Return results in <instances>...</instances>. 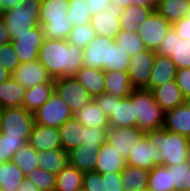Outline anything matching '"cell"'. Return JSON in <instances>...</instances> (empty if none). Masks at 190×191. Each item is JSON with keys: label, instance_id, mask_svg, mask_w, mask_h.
<instances>
[{"label": "cell", "instance_id": "6da1fadb", "mask_svg": "<svg viewBox=\"0 0 190 191\" xmlns=\"http://www.w3.org/2000/svg\"><path fill=\"white\" fill-rule=\"evenodd\" d=\"M83 49L64 39L45 38L38 52V61L52 79L71 77L83 66Z\"/></svg>", "mask_w": 190, "mask_h": 191}, {"label": "cell", "instance_id": "7a4b0ae2", "mask_svg": "<svg viewBox=\"0 0 190 191\" xmlns=\"http://www.w3.org/2000/svg\"><path fill=\"white\" fill-rule=\"evenodd\" d=\"M144 135L151 145L152 160L156 166L179 165L188 160V137L164 128Z\"/></svg>", "mask_w": 190, "mask_h": 191}, {"label": "cell", "instance_id": "3957f363", "mask_svg": "<svg viewBox=\"0 0 190 191\" xmlns=\"http://www.w3.org/2000/svg\"><path fill=\"white\" fill-rule=\"evenodd\" d=\"M42 0H22L18 6L1 13L9 38H17L39 25Z\"/></svg>", "mask_w": 190, "mask_h": 191}, {"label": "cell", "instance_id": "277c9868", "mask_svg": "<svg viewBox=\"0 0 190 191\" xmlns=\"http://www.w3.org/2000/svg\"><path fill=\"white\" fill-rule=\"evenodd\" d=\"M135 105L137 127L145 134L163 128L165 111L154 100L148 89H133L129 95Z\"/></svg>", "mask_w": 190, "mask_h": 191}, {"label": "cell", "instance_id": "5b68a950", "mask_svg": "<svg viewBox=\"0 0 190 191\" xmlns=\"http://www.w3.org/2000/svg\"><path fill=\"white\" fill-rule=\"evenodd\" d=\"M34 123L33 112L23 107L1 108L0 133L23 137L28 142Z\"/></svg>", "mask_w": 190, "mask_h": 191}, {"label": "cell", "instance_id": "8992f818", "mask_svg": "<svg viewBox=\"0 0 190 191\" xmlns=\"http://www.w3.org/2000/svg\"><path fill=\"white\" fill-rule=\"evenodd\" d=\"M73 114L66 102L54 91L47 102L33 111V118L39 125L59 128L72 119Z\"/></svg>", "mask_w": 190, "mask_h": 191}, {"label": "cell", "instance_id": "52a82bcc", "mask_svg": "<svg viewBox=\"0 0 190 191\" xmlns=\"http://www.w3.org/2000/svg\"><path fill=\"white\" fill-rule=\"evenodd\" d=\"M155 53L170 57L178 69L190 68V40H182L172 27Z\"/></svg>", "mask_w": 190, "mask_h": 191}, {"label": "cell", "instance_id": "ba28073f", "mask_svg": "<svg viewBox=\"0 0 190 191\" xmlns=\"http://www.w3.org/2000/svg\"><path fill=\"white\" fill-rule=\"evenodd\" d=\"M171 27L172 23L154 10L143 23L139 24L137 34L147 49L156 51Z\"/></svg>", "mask_w": 190, "mask_h": 191}, {"label": "cell", "instance_id": "9c48e42d", "mask_svg": "<svg viewBox=\"0 0 190 191\" xmlns=\"http://www.w3.org/2000/svg\"><path fill=\"white\" fill-rule=\"evenodd\" d=\"M155 56V51L150 49L131 56L127 74L134 89L149 90V79L154 66Z\"/></svg>", "mask_w": 190, "mask_h": 191}, {"label": "cell", "instance_id": "30bf717a", "mask_svg": "<svg viewBox=\"0 0 190 191\" xmlns=\"http://www.w3.org/2000/svg\"><path fill=\"white\" fill-rule=\"evenodd\" d=\"M54 81L55 92L66 102L73 113L93 99L74 76L60 77L54 79Z\"/></svg>", "mask_w": 190, "mask_h": 191}, {"label": "cell", "instance_id": "8fae6325", "mask_svg": "<svg viewBox=\"0 0 190 191\" xmlns=\"http://www.w3.org/2000/svg\"><path fill=\"white\" fill-rule=\"evenodd\" d=\"M45 39L43 27L36 26L29 32L19 34L17 38L11 40V44L16 50L20 64L38 59V52Z\"/></svg>", "mask_w": 190, "mask_h": 191}, {"label": "cell", "instance_id": "7c38bea8", "mask_svg": "<svg viewBox=\"0 0 190 191\" xmlns=\"http://www.w3.org/2000/svg\"><path fill=\"white\" fill-rule=\"evenodd\" d=\"M114 38L97 35L83 49V65L90 68L105 69L110 66L111 46Z\"/></svg>", "mask_w": 190, "mask_h": 191}, {"label": "cell", "instance_id": "4fadbf2b", "mask_svg": "<svg viewBox=\"0 0 190 191\" xmlns=\"http://www.w3.org/2000/svg\"><path fill=\"white\" fill-rule=\"evenodd\" d=\"M122 11L123 8L110 3L105 11L92 15L90 25L97 35L115 39L121 31L119 18Z\"/></svg>", "mask_w": 190, "mask_h": 191}, {"label": "cell", "instance_id": "5bb4252c", "mask_svg": "<svg viewBox=\"0 0 190 191\" xmlns=\"http://www.w3.org/2000/svg\"><path fill=\"white\" fill-rule=\"evenodd\" d=\"M144 133L136 127H109L106 140L126 160Z\"/></svg>", "mask_w": 190, "mask_h": 191}, {"label": "cell", "instance_id": "9a60e30c", "mask_svg": "<svg viewBox=\"0 0 190 191\" xmlns=\"http://www.w3.org/2000/svg\"><path fill=\"white\" fill-rule=\"evenodd\" d=\"M11 77L26 89L34 87L37 84L54 81L38 59L21 63L11 74Z\"/></svg>", "mask_w": 190, "mask_h": 191}, {"label": "cell", "instance_id": "2e32d148", "mask_svg": "<svg viewBox=\"0 0 190 191\" xmlns=\"http://www.w3.org/2000/svg\"><path fill=\"white\" fill-rule=\"evenodd\" d=\"M37 152L61 148L58 128L34 123L28 142Z\"/></svg>", "mask_w": 190, "mask_h": 191}, {"label": "cell", "instance_id": "e0dca14e", "mask_svg": "<svg viewBox=\"0 0 190 191\" xmlns=\"http://www.w3.org/2000/svg\"><path fill=\"white\" fill-rule=\"evenodd\" d=\"M101 145L83 143L67 152L68 163L83 173L95 171L97 154Z\"/></svg>", "mask_w": 190, "mask_h": 191}, {"label": "cell", "instance_id": "ac0fdd59", "mask_svg": "<svg viewBox=\"0 0 190 191\" xmlns=\"http://www.w3.org/2000/svg\"><path fill=\"white\" fill-rule=\"evenodd\" d=\"M126 166V160L118 153L107 140L101 145L97 154L95 172L122 173Z\"/></svg>", "mask_w": 190, "mask_h": 191}, {"label": "cell", "instance_id": "d6986e66", "mask_svg": "<svg viewBox=\"0 0 190 191\" xmlns=\"http://www.w3.org/2000/svg\"><path fill=\"white\" fill-rule=\"evenodd\" d=\"M109 127H136L137 116L135 115V105L131 98H119L114 96L113 111L108 117Z\"/></svg>", "mask_w": 190, "mask_h": 191}, {"label": "cell", "instance_id": "ffe728a7", "mask_svg": "<svg viewBox=\"0 0 190 191\" xmlns=\"http://www.w3.org/2000/svg\"><path fill=\"white\" fill-rule=\"evenodd\" d=\"M154 100L166 112L185 103V98L175 80L151 90Z\"/></svg>", "mask_w": 190, "mask_h": 191}, {"label": "cell", "instance_id": "44dd1931", "mask_svg": "<svg viewBox=\"0 0 190 191\" xmlns=\"http://www.w3.org/2000/svg\"><path fill=\"white\" fill-rule=\"evenodd\" d=\"M178 68L170 57L156 54L149 79V91L153 88L174 81Z\"/></svg>", "mask_w": 190, "mask_h": 191}, {"label": "cell", "instance_id": "7402d4cb", "mask_svg": "<svg viewBox=\"0 0 190 191\" xmlns=\"http://www.w3.org/2000/svg\"><path fill=\"white\" fill-rule=\"evenodd\" d=\"M164 129L190 137V106L186 103L165 112Z\"/></svg>", "mask_w": 190, "mask_h": 191}, {"label": "cell", "instance_id": "603a6c76", "mask_svg": "<svg viewBox=\"0 0 190 191\" xmlns=\"http://www.w3.org/2000/svg\"><path fill=\"white\" fill-rule=\"evenodd\" d=\"M104 70L82 66L74 78L88 91L92 98L105 93Z\"/></svg>", "mask_w": 190, "mask_h": 191}, {"label": "cell", "instance_id": "cb8c5ba5", "mask_svg": "<svg viewBox=\"0 0 190 191\" xmlns=\"http://www.w3.org/2000/svg\"><path fill=\"white\" fill-rule=\"evenodd\" d=\"M58 130L60 133L61 148L66 152L77 148L85 140V126L74 117L64 122Z\"/></svg>", "mask_w": 190, "mask_h": 191}, {"label": "cell", "instance_id": "d4e9b609", "mask_svg": "<svg viewBox=\"0 0 190 191\" xmlns=\"http://www.w3.org/2000/svg\"><path fill=\"white\" fill-rule=\"evenodd\" d=\"M26 88L11 76L0 83V108L23 107Z\"/></svg>", "mask_w": 190, "mask_h": 191}, {"label": "cell", "instance_id": "484cf974", "mask_svg": "<svg viewBox=\"0 0 190 191\" xmlns=\"http://www.w3.org/2000/svg\"><path fill=\"white\" fill-rule=\"evenodd\" d=\"M104 85L105 93L119 98L128 97L134 89L131 86L127 72L122 71L105 72Z\"/></svg>", "mask_w": 190, "mask_h": 191}, {"label": "cell", "instance_id": "4316f807", "mask_svg": "<svg viewBox=\"0 0 190 191\" xmlns=\"http://www.w3.org/2000/svg\"><path fill=\"white\" fill-rule=\"evenodd\" d=\"M73 117L82 125L90 127H109L108 116L92 99L73 114Z\"/></svg>", "mask_w": 190, "mask_h": 191}, {"label": "cell", "instance_id": "83f0119b", "mask_svg": "<svg viewBox=\"0 0 190 191\" xmlns=\"http://www.w3.org/2000/svg\"><path fill=\"white\" fill-rule=\"evenodd\" d=\"M154 9L138 5L124 8L119 18L121 31L137 33L139 24L143 23Z\"/></svg>", "mask_w": 190, "mask_h": 191}, {"label": "cell", "instance_id": "f1b7e54d", "mask_svg": "<svg viewBox=\"0 0 190 191\" xmlns=\"http://www.w3.org/2000/svg\"><path fill=\"white\" fill-rule=\"evenodd\" d=\"M69 0H42L39 25L44 27L52 21L68 20Z\"/></svg>", "mask_w": 190, "mask_h": 191}, {"label": "cell", "instance_id": "f546056e", "mask_svg": "<svg viewBox=\"0 0 190 191\" xmlns=\"http://www.w3.org/2000/svg\"><path fill=\"white\" fill-rule=\"evenodd\" d=\"M54 91L55 81H48L28 88L26 90L23 108L31 112L35 111L49 100Z\"/></svg>", "mask_w": 190, "mask_h": 191}, {"label": "cell", "instance_id": "4dcf8cb0", "mask_svg": "<svg viewBox=\"0 0 190 191\" xmlns=\"http://www.w3.org/2000/svg\"><path fill=\"white\" fill-rule=\"evenodd\" d=\"M126 164L144 168L150 171L156 165L152 160L151 145L145 135H143L138 144L131 149L129 157L126 159Z\"/></svg>", "mask_w": 190, "mask_h": 191}, {"label": "cell", "instance_id": "1f68e13d", "mask_svg": "<svg viewBox=\"0 0 190 191\" xmlns=\"http://www.w3.org/2000/svg\"><path fill=\"white\" fill-rule=\"evenodd\" d=\"M154 10L173 23L190 15V0H159Z\"/></svg>", "mask_w": 190, "mask_h": 191}, {"label": "cell", "instance_id": "d6a6232c", "mask_svg": "<svg viewBox=\"0 0 190 191\" xmlns=\"http://www.w3.org/2000/svg\"><path fill=\"white\" fill-rule=\"evenodd\" d=\"M149 171L126 164L122 171L123 191H145L148 186Z\"/></svg>", "mask_w": 190, "mask_h": 191}, {"label": "cell", "instance_id": "836d02e7", "mask_svg": "<svg viewBox=\"0 0 190 191\" xmlns=\"http://www.w3.org/2000/svg\"><path fill=\"white\" fill-rule=\"evenodd\" d=\"M37 156L41 159L38 167L55 175L69 164L68 154L62 148L37 152Z\"/></svg>", "mask_w": 190, "mask_h": 191}, {"label": "cell", "instance_id": "e575fe53", "mask_svg": "<svg viewBox=\"0 0 190 191\" xmlns=\"http://www.w3.org/2000/svg\"><path fill=\"white\" fill-rule=\"evenodd\" d=\"M25 174L16 166L14 162H0V188L2 191H17Z\"/></svg>", "mask_w": 190, "mask_h": 191}, {"label": "cell", "instance_id": "d590c367", "mask_svg": "<svg viewBox=\"0 0 190 191\" xmlns=\"http://www.w3.org/2000/svg\"><path fill=\"white\" fill-rule=\"evenodd\" d=\"M85 173L69 164L56 175L55 191H76L82 188Z\"/></svg>", "mask_w": 190, "mask_h": 191}, {"label": "cell", "instance_id": "8d00e7d4", "mask_svg": "<svg viewBox=\"0 0 190 191\" xmlns=\"http://www.w3.org/2000/svg\"><path fill=\"white\" fill-rule=\"evenodd\" d=\"M12 162L25 174V176L38 169V162L41 161L37 156V151L28 143L19 148L12 156Z\"/></svg>", "mask_w": 190, "mask_h": 191}, {"label": "cell", "instance_id": "74e56055", "mask_svg": "<svg viewBox=\"0 0 190 191\" xmlns=\"http://www.w3.org/2000/svg\"><path fill=\"white\" fill-rule=\"evenodd\" d=\"M147 191H175L167 166H155L149 171Z\"/></svg>", "mask_w": 190, "mask_h": 191}, {"label": "cell", "instance_id": "f35d334b", "mask_svg": "<svg viewBox=\"0 0 190 191\" xmlns=\"http://www.w3.org/2000/svg\"><path fill=\"white\" fill-rule=\"evenodd\" d=\"M67 16L73 26L90 24L92 18L85 0H69Z\"/></svg>", "mask_w": 190, "mask_h": 191}, {"label": "cell", "instance_id": "ab89813d", "mask_svg": "<svg viewBox=\"0 0 190 191\" xmlns=\"http://www.w3.org/2000/svg\"><path fill=\"white\" fill-rule=\"evenodd\" d=\"M115 41L130 57L147 49L137 33L120 31Z\"/></svg>", "mask_w": 190, "mask_h": 191}, {"label": "cell", "instance_id": "60d3db41", "mask_svg": "<svg viewBox=\"0 0 190 191\" xmlns=\"http://www.w3.org/2000/svg\"><path fill=\"white\" fill-rule=\"evenodd\" d=\"M25 144L27 141L23 137H13L0 133V162L5 163L12 160L15 152Z\"/></svg>", "mask_w": 190, "mask_h": 191}, {"label": "cell", "instance_id": "b9f144b4", "mask_svg": "<svg viewBox=\"0 0 190 191\" xmlns=\"http://www.w3.org/2000/svg\"><path fill=\"white\" fill-rule=\"evenodd\" d=\"M97 36L90 24L74 26L67 37V42L84 49Z\"/></svg>", "mask_w": 190, "mask_h": 191}, {"label": "cell", "instance_id": "7bdbcfd3", "mask_svg": "<svg viewBox=\"0 0 190 191\" xmlns=\"http://www.w3.org/2000/svg\"><path fill=\"white\" fill-rule=\"evenodd\" d=\"M26 179L30 180L40 191H55L56 175L54 173L38 168L28 173Z\"/></svg>", "mask_w": 190, "mask_h": 191}, {"label": "cell", "instance_id": "ee69618b", "mask_svg": "<svg viewBox=\"0 0 190 191\" xmlns=\"http://www.w3.org/2000/svg\"><path fill=\"white\" fill-rule=\"evenodd\" d=\"M172 178V186L175 191H186V181L190 173V161L187 160L179 165L167 166Z\"/></svg>", "mask_w": 190, "mask_h": 191}, {"label": "cell", "instance_id": "f6af8a7d", "mask_svg": "<svg viewBox=\"0 0 190 191\" xmlns=\"http://www.w3.org/2000/svg\"><path fill=\"white\" fill-rule=\"evenodd\" d=\"M130 56L114 40V46H111L110 66L104 69V72L108 71H122L127 72Z\"/></svg>", "mask_w": 190, "mask_h": 191}, {"label": "cell", "instance_id": "bcb514c9", "mask_svg": "<svg viewBox=\"0 0 190 191\" xmlns=\"http://www.w3.org/2000/svg\"><path fill=\"white\" fill-rule=\"evenodd\" d=\"M70 20L52 21L43 27L45 38L66 40L73 29Z\"/></svg>", "mask_w": 190, "mask_h": 191}, {"label": "cell", "instance_id": "7dc6e473", "mask_svg": "<svg viewBox=\"0 0 190 191\" xmlns=\"http://www.w3.org/2000/svg\"><path fill=\"white\" fill-rule=\"evenodd\" d=\"M0 65L12 74L20 65L19 57L11 42L0 46Z\"/></svg>", "mask_w": 190, "mask_h": 191}, {"label": "cell", "instance_id": "c3c4849f", "mask_svg": "<svg viewBox=\"0 0 190 191\" xmlns=\"http://www.w3.org/2000/svg\"><path fill=\"white\" fill-rule=\"evenodd\" d=\"M109 127H86L85 126V140L83 143L90 145H102L106 141L107 130Z\"/></svg>", "mask_w": 190, "mask_h": 191}, {"label": "cell", "instance_id": "681fc988", "mask_svg": "<svg viewBox=\"0 0 190 191\" xmlns=\"http://www.w3.org/2000/svg\"><path fill=\"white\" fill-rule=\"evenodd\" d=\"M82 188L85 191H105L101 173L95 171L85 173Z\"/></svg>", "mask_w": 190, "mask_h": 191}, {"label": "cell", "instance_id": "f907efd6", "mask_svg": "<svg viewBox=\"0 0 190 191\" xmlns=\"http://www.w3.org/2000/svg\"><path fill=\"white\" fill-rule=\"evenodd\" d=\"M104 180L105 191H123L122 173L101 174Z\"/></svg>", "mask_w": 190, "mask_h": 191}, {"label": "cell", "instance_id": "816d5d0a", "mask_svg": "<svg viewBox=\"0 0 190 191\" xmlns=\"http://www.w3.org/2000/svg\"><path fill=\"white\" fill-rule=\"evenodd\" d=\"M175 82L180 88L184 98L190 96V68L178 69Z\"/></svg>", "mask_w": 190, "mask_h": 191}, {"label": "cell", "instance_id": "f5cc1de1", "mask_svg": "<svg viewBox=\"0 0 190 191\" xmlns=\"http://www.w3.org/2000/svg\"><path fill=\"white\" fill-rule=\"evenodd\" d=\"M172 28L182 40H190V15L174 21Z\"/></svg>", "mask_w": 190, "mask_h": 191}, {"label": "cell", "instance_id": "db71d44e", "mask_svg": "<svg viewBox=\"0 0 190 191\" xmlns=\"http://www.w3.org/2000/svg\"><path fill=\"white\" fill-rule=\"evenodd\" d=\"M96 104L103 110V112L109 117L114 107V96L107 93H103L100 96L93 98Z\"/></svg>", "mask_w": 190, "mask_h": 191}, {"label": "cell", "instance_id": "11a10c76", "mask_svg": "<svg viewBox=\"0 0 190 191\" xmlns=\"http://www.w3.org/2000/svg\"><path fill=\"white\" fill-rule=\"evenodd\" d=\"M113 3L121 8H126L128 6H142L147 8H155V6L149 0H111Z\"/></svg>", "mask_w": 190, "mask_h": 191}, {"label": "cell", "instance_id": "9f6ffc18", "mask_svg": "<svg viewBox=\"0 0 190 191\" xmlns=\"http://www.w3.org/2000/svg\"><path fill=\"white\" fill-rule=\"evenodd\" d=\"M88 4V9L91 15L98 14L105 11L106 7L110 4L109 0H85Z\"/></svg>", "mask_w": 190, "mask_h": 191}, {"label": "cell", "instance_id": "6f0895ef", "mask_svg": "<svg viewBox=\"0 0 190 191\" xmlns=\"http://www.w3.org/2000/svg\"><path fill=\"white\" fill-rule=\"evenodd\" d=\"M11 42V39L8 36L6 26L0 15V46L5 45Z\"/></svg>", "mask_w": 190, "mask_h": 191}, {"label": "cell", "instance_id": "680465c9", "mask_svg": "<svg viewBox=\"0 0 190 191\" xmlns=\"http://www.w3.org/2000/svg\"><path fill=\"white\" fill-rule=\"evenodd\" d=\"M22 3V0H0L1 11L12 9L14 6H18Z\"/></svg>", "mask_w": 190, "mask_h": 191}, {"label": "cell", "instance_id": "91938a15", "mask_svg": "<svg viewBox=\"0 0 190 191\" xmlns=\"http://www.w3.org/2000/svg\"><path fill=\"white\" fill-rule=\"evenodd\" d=\"M17 191H40L30 180L26 178L22 181Z\"/></svg>", "mask_w": 190, "mask_h": 191}, {"label": "cell", "instance_id": "94428289", "mask_svg": "<svg viewBox=\"0 0 190 191\" xmlns=\"http://www.w3.org/2000/svg\"><path fill=\"white\" fill-rule=\"evenodd\" d=\"M11 74L0 65V83L4 82Z\"/></svg>", "mask_w": 190, "mask_h": 191}, {"label": "cell", "instance_id": "6125c7cd", "mask_svg": "<svg viewBox=\"0 0 190 191\" xmlns=\"http://www.w3.org/2000/svg\"><path fill=\"white\" fill-rule=\"evenodd\" d=\"M186 191H190V173H189V178L188 181H186Z\"/></svg>", "mask_w": 190, "mask_h": 191}, {"label": "cell", "instance_id": "be15d7a7", "mask_svg": "<svg viewBox=\"0 0 190 191\" xmlns=\"http://www.w3.org/2000/svg\"><path fill=\"white\" fill-rule=\"evenodd\" d=\"M187 151H188V160L190 161V137H189V140H188Z\"/></svg>", "mask_w": 190, "mask_h": 191}, {"label": "cell", "instance_id": "e7e4bbea", "mask_svg": "<svg viewBox=\"0 0 190 191\" xmlns=\"http://www.w3.org/2000/svg\"><path fill=\"white\" fill-rule=\"evenodd\" d=\"M185 103L190 106V96H188L187 98H185Z\"/></svg>", "mask_w": 190, "mask_h": 191}, {"label": "cell", "instance_id": "03108f58", "mask_svg": "<svg viewBox=\"0 0 190 191\" xmlns=\"http://www.w3.org/2000/svg\"><path fill=\"white\" fill-rule=\"evenodd\" d=\"M154 6L159 2V0H149Z\"/></svg>", "mask_w": 190, "mask_h": 191}, {"label": "cell", "instance_id": "003e7915", "mask_svg": "<svg viewBox=\"0 0 190 191\" xmlns=\"http://www.w3.org/2000/svg\"><path fill=\"white\" fill-rule=\"evenodd\" d=\"M0 131H1V108H0Z\"/></svg>", "mask_w": 190, "mask_h": 191}, {"label": "cell", "instance_id": "a7ac6f4b", "mask_svg": "<svg viewBox=\"0 0 190 191\" xmlns=\"http://www.w3.org/2000/svg\"><path fill=\"white\" fill-rule=\"evenodd\" d=\"M76 191H85L83 188L79 189V190H76Z\"/></svg>", "mask_w": 190, "mask_h": 191}]
</instances>
